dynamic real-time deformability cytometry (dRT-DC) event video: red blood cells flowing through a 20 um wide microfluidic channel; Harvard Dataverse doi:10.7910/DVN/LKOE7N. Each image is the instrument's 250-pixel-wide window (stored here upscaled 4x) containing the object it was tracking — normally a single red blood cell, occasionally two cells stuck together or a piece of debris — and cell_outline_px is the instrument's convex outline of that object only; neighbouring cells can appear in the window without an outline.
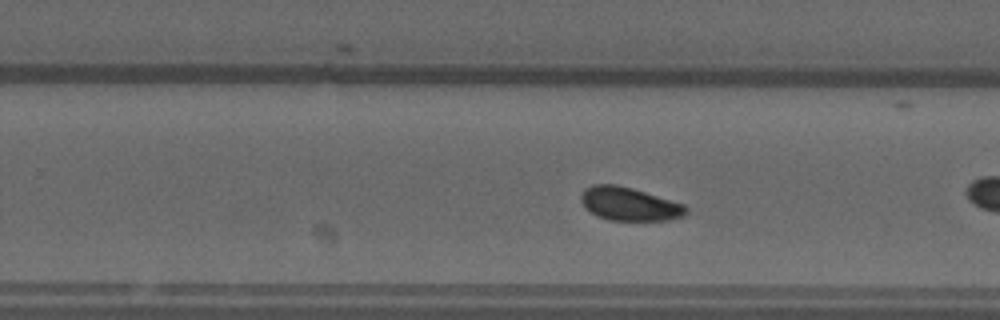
{"species": "common noctule bat (a hibernating species)", "species_latin": "Nyctalus noctula", "temperature_condition": "warm", "stored_images_in_passage": 51, "camera_frame_rate_fps": 3000, "um_per_image_px": 0.085, "animal": {"sex": "male", "forearm_length_mm": 52.5}, "frame": {"image": 1, "passage_image": 30, "time_ms": 9.667, "image_size_px": [1000, 320], "cell_outline_px": [[688, 212], [684, 216], [668, 220], [608, 220], [584, 208], [580, 200], [580, 192], [584, 188], [592, 184], [616, 184], [632, 188], [684, 204], [688, 208]], "centroid_in_image_um": [53.46, 17.32], "position_along_channel_um": 276.3, "area_um2": 20.52}}
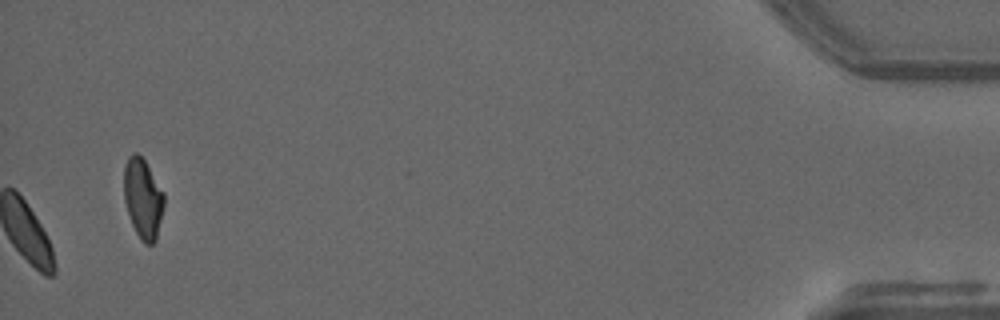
{"frame": {"image": 2, "passage_image": 51, "time_ms": 16.667, "image_size_px": [1000, 320], "cell_outline_px": [[164, 204], [156, 240], [152, 244], [144, 244], [140, 240], [132, 224], [124, 200], [124, 164], [128, 156], [132, 152], [136, 152], [144, 160], [164, 192]], "centroid_in_image_um": [12.14, 16.86], "position_along_channel_um": 423.1, "area_um2": 18.67}, "authors_computed_cell_mechanics": {"area_um2": 20.23, "velocity_mm_per_s": 3.7617, "shape_relaxation_time_tau1_ms": 2.8228, "shape_relaxation_time_tau2_ms": null, "deformation_change_tau1": 0.0774, "deformation_change_tau2": null}}